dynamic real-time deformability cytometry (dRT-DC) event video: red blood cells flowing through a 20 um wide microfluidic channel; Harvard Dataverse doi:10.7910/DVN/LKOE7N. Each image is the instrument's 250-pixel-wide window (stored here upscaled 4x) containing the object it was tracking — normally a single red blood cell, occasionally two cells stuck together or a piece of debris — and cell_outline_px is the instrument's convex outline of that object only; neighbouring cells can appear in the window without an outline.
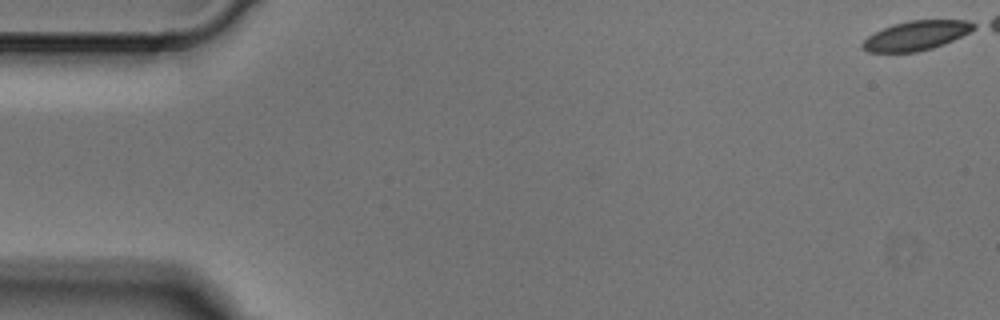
{"species": "Egyptian fruit bat (a non-hibernating species)", "species_latin": "Rousettus aegyptiacus", "temperature_condition": "cold", "stored_images_in_passage": 6, "segment_of_instrument_passage": [1, 2], "camera_frame_rate_fps": 3000, "um_per_image_px": 0.085, "animal": {"sex": "male"}, "frame": {"image": 1, "passage_image": 1, "time_ms": 0.0, "image_size_px": [1000, 320], "cell_outline_px": [[976, 28], [944, 44], [932, 48], [916, 52], [868, 52], [860, 44], [868, 36], [892, 24], [908, 20], [968, 20], [976, 24]], "centroid_in_image_um": [77.88, 3.01], "position_along_channel_um": 7.1, "area_um2": 18.9}}
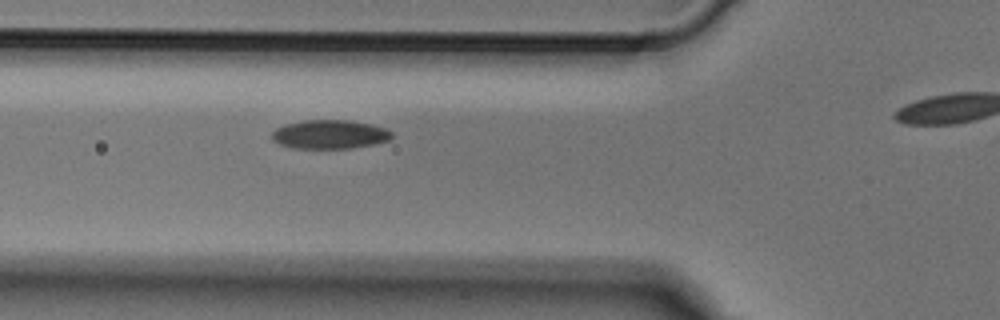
{"frame": {"image": 2, "passage_image": 5, "time_ms": 1.333, "image_size_px": [1000, 320], "cell_outline_px": [[392, 140], [376, 144], [352, 148], [292, 148], [280, 144], [272, 140], [272, 132], [276, 128], [284, 124], [304, 120], [348, 120], [372, 124], [384, 128], [392, 132]], "centroid_in_image_um": [28.04, 11.42], "position_along_channel_um": 97.8, "area_um2": 20.35}}